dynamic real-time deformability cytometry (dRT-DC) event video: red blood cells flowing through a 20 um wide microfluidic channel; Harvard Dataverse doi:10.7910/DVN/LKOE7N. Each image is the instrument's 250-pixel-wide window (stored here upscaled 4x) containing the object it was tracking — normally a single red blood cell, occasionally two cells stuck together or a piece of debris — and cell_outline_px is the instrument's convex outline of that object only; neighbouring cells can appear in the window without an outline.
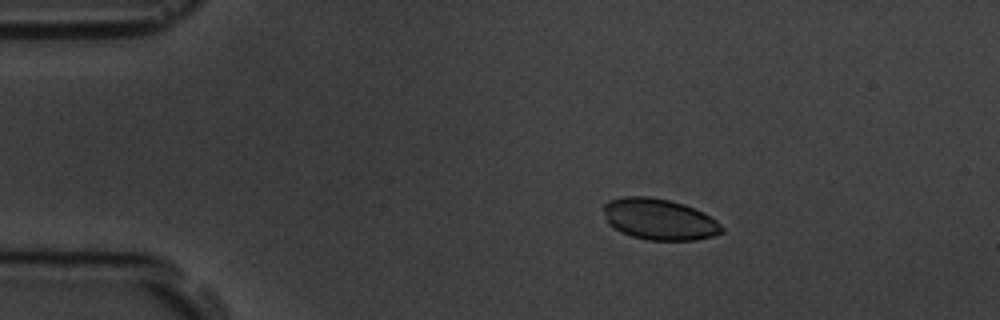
{"species": "common noctule bat (a hibernating species)", "species_latin": "Nyctalus noctula", "temperature_condition": "room temperature", "stored_images_in_passage": 4, "camera_frame_rate_fps": 3000, "um_per_image_px": 0.085, "animal": {"sex": "male", "body_mass_g": 19.5, "forearm_length_mm": 54.6}, "frame": {"image": 1, "passage_image": 1, "time_ms": 0.0, "image_size_px": [1000, 320], "cell_outline_px": [[724, 232], [712, 236], [696, 240], [648, 240], [632, 236], [620, 232], [608, 224], [604, 220], [604, 204], [608, 200], [624, 196], [648, 196], [668, 200], [684, 204], [704, 212], [716, 220], [724, 228]], "centroid_in_image_um": [56.02, 18.64], "position_along_channel_um": 29.0, "area_um2": 28.61}}
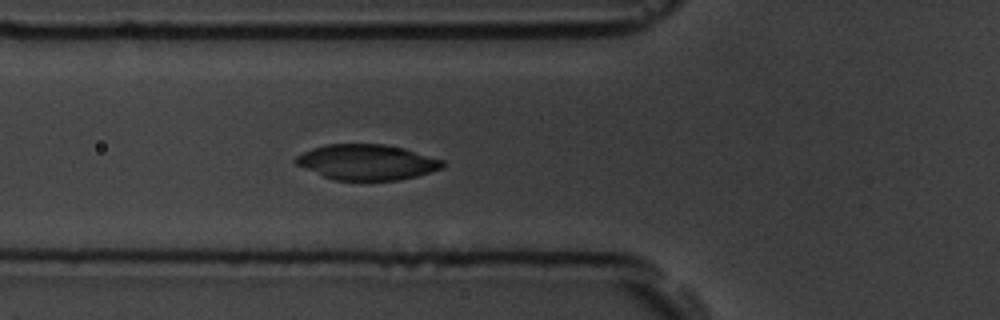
{"frame": {"image": 2, "passage_image": 4, "time_ms": 3.333, "image_size_px": [1000, 320], "cell_outline_px": [[448, 164], [444, 168], [416, 176], [400, 180], [332, 180], [296, 164], [292, 160], [296, 156], [312, 148], [324, 144], [384, 144], [404, 148], [444, 160]], "centroid_in_image_um": [31.21, 13.78], "position_along_channel_um": 94.6, "area_um2": 30.52}}